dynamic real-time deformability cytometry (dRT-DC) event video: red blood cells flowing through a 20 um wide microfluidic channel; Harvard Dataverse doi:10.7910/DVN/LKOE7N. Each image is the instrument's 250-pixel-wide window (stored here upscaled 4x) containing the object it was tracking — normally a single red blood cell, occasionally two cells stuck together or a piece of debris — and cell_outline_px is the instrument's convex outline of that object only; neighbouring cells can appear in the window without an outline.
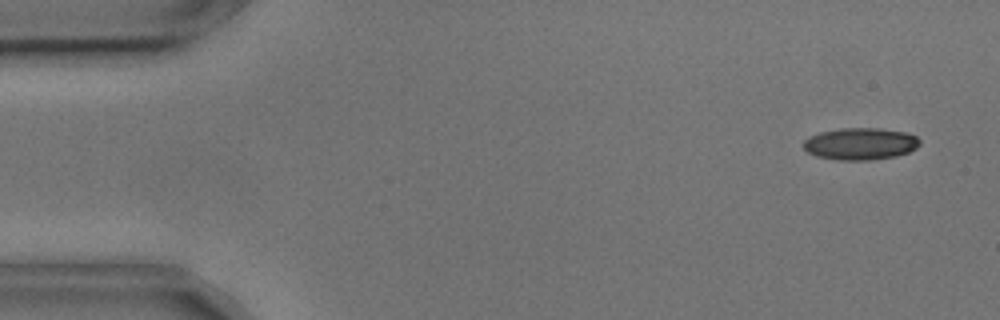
{"species": "common noctule bat (a hibernating species)", "species_latin": "Nyctalus noctula", "temperature_condition": "cold", "stored_images_in_passage": 5, "camera_frame_rate_fps": 3000, "um_per_image_px": 0.085, "animal": {"sex": "male", "body_mass_g": 17.9, "forearm_length_mm": 54.2}, "frame": {"image": 1, "passage_image": 1, "time_ms": 0.0, "image_size_px": [1000, 320], "cell_outline_px": [[920, 144], [916, 148], [908, 152], [896, 156], [868, 160], [840, 160], [816, 156], [808, 152], [804, 148], [804, 140], [808, 136], [820, 132], [840, 128], [880, 128], [904, 132], [916, 136], [920, 140]], "centroid_in_image_um": [73.12, 12.22], "position_along_channel_um": 11.9, "area_um2": 21.68}}